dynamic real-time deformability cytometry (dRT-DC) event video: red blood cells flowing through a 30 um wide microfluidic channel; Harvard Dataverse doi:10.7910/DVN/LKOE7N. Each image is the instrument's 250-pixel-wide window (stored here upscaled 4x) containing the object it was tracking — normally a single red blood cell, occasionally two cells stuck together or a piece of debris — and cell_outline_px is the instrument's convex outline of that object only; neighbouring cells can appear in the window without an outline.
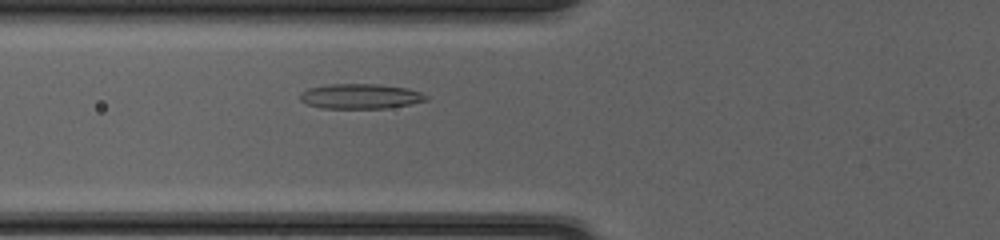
{"species": "common noctule bat (a hibernating species)", "species_latin": "Nyctalus noctula", "temperature_condition": "cold", "stored_images_in_passage": 38, "camera_frame_rate_fps": 3000, "um_per_image_px": 0.085, "animal": {"sex": "female", "body_mass_g": 20.0, "forearm_length_mm": 54.0}, "frame": {"image": 1, "passage_image": 8, "time_ms": 2.333, "image_size_px": [1000, 240], "cell_outline_px": [[428, 100], [412, 104], [388, 108], [320, 108], [304, 104], [300, 100], [300, 92], [308, 88], [328, 84], [380, 84], [408, 88], [420, 92], [428, 96]], "centroid_in_image_um": [30.62, 8.18], "position_along_channel_um": 95.2, "area_um2": 18.61}}
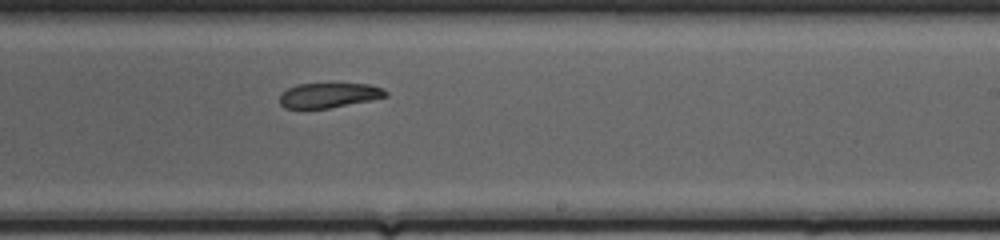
{"frame": {"image": 2, "passage_image": 20, "time_ms": 6.333, "image_size_px": [1000, 240], "cell_outline_px": [[388, 96], [372, 100], [328, 108], [284, 108], [280, 104], [280, 92], [296, 84], [372, 84], [384, 88], [388, 92]], "centroid_in_image_um": [27.98, 8.09], "position_along_channel_um": 261.0, "area_um2": 15.43}}
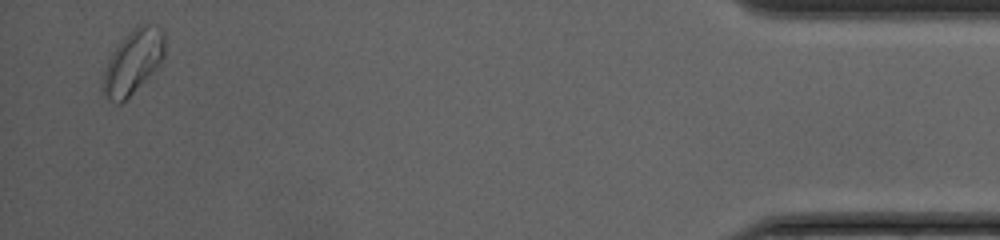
{"frame": {"image": 3, "passage_image": 37, "time_ms": 12.0, "image_size_px": [1000, 240], "cell_outline_px": [[164, 56], [160, 64], [120, 104], [116, 104], [104, 96], [100, 92], [100, 88], [104, 68], [112, 52], [128, 32], [136, 24], [156, 24], [164, 32]], "centroid_in_image_um": [11.27, 5.24], "position_along_channel_um": 423.9, "area_um2": 23.12}}